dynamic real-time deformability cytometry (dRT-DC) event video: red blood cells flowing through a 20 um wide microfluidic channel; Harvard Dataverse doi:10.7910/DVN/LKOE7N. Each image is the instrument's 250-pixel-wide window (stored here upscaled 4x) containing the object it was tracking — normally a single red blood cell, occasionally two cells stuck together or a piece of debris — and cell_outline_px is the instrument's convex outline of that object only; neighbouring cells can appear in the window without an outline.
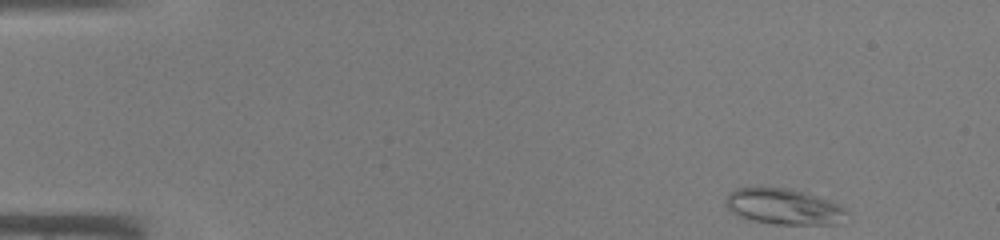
{"species": "common noctule bat (a hibernating species)", "species_latin": "Nyctalus noctula", "temperature_condition": "warm", "stored_images_in_passage": 41, "camera_frame_rate_fps": 3000, "um_per_image_px": 0.085, "animal": {"sex": "male", "body_mass_g": 19.0, "forearm_length_mm": 50.8}, "frame": {"image": 1, "passage_image": 1, "time_ms": 0.0, "image_size_px": [1000, 240], "cell_outline_px": [[848, 212], [836, 224], [772, 224], [752, 220], [736, 216], [724, 204], [728, 192], [736, 188], [788, 188], [804, 192], [828, 200], [848, 208]], "centroid_in_image_um": [66.58, 17.56], "position_along_channel_um": 18.4, "area_um2": 25.2}}
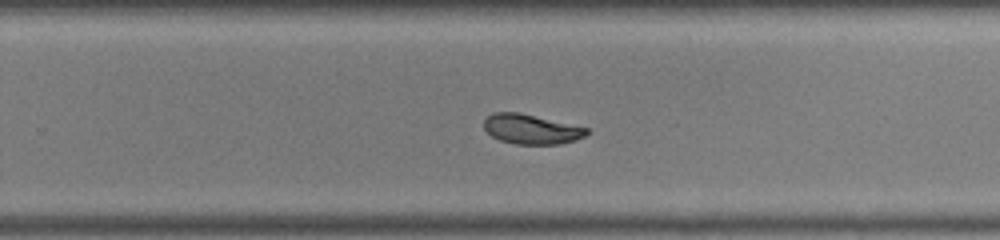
{"frame": {"image": 2, "passage_image": 26, "time_ms": 8.333, "image_size_px": [1000, 240], "cell_outline_px": [[588, 132], [584, 136], [576, 140], [560, 144], [516, 144], [500, 140], [492, 136], [484, 128], [484, 120], [492, 112], [520, 112], [588, 128]], "centroid_in_image_um": [45.14, 10.97], "position_along_channel_um": 284.7, "area_um2": 17.74}}
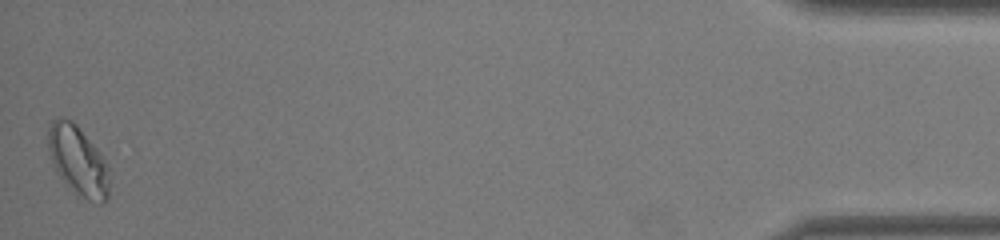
{"frame": {"image": 3, "passage_image": 41, "time_ms": 13.333, "image_size_px": [1000, 240], "cell_outline_px": [[108, 200], [100, 204], [76, 196], [56, 172], [48, 148], [48, 128], [52, 120], [72, 120], [76, 124], [104, 156], [108, 164]], "centroid_in_image_um": [6.66, 13.71], "position_along_channel_um": 428.5, "area_um2": 24.8}}